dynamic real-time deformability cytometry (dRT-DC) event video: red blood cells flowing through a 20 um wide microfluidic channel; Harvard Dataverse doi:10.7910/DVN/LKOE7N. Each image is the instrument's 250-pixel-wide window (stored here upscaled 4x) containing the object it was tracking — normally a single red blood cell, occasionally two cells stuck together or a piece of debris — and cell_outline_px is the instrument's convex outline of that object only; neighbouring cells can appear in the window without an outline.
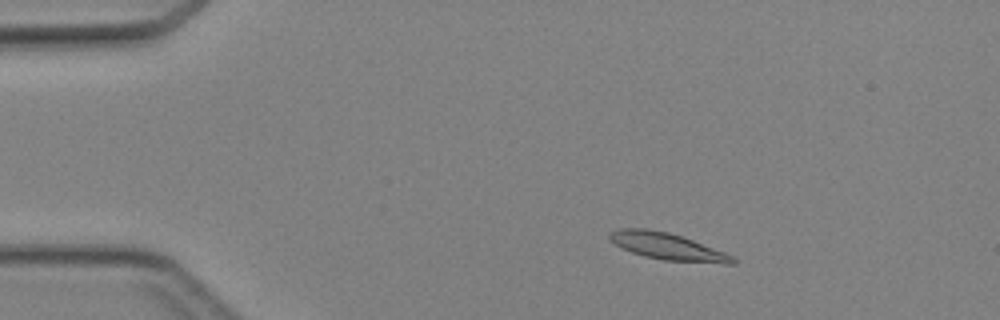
{"species": "Egyptian fruit bat (a non-hibernating species)", "species_latin": "Rousettus aegyptiacus", "temperature_condition": "cold", "stored_images_in_passage": 44, "camera_frame_rate_fps": 3000, "um_per_image_px": 0.085, "animal": {"sex": "female"}, "frame": {"image": 1, "passage_image": 6, "time_ms": 1.667, "image_size_px": [1000, 320], "cell_outline_px": [[736, 264], [724, 264], [664, 260], [644, 256], [620, 248], [608, 240], [608, 236], [612, 232], [620, 228], [648, 228], [668, 232], [692, 240], [724, 252], [732, 256], [736, 260]], "centroid_in_image_um": [56.7, 20.95], "position_along_channel_um": 28.3, "area_um2": 19.25}}
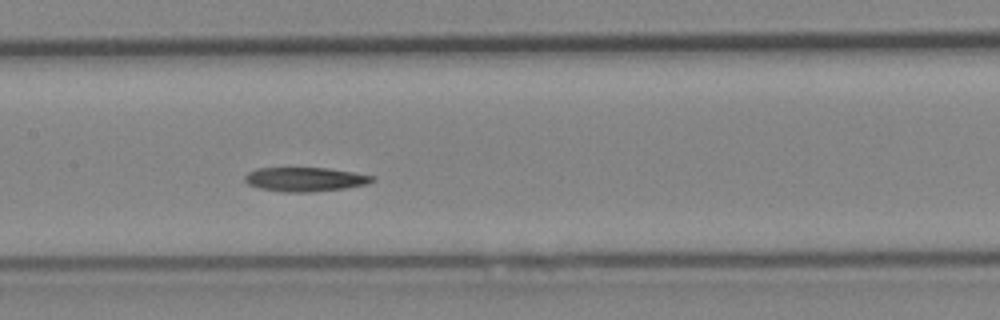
{"frame": {"image": 2, "passage_image": 21, "time_ms": 6.667, "image_size_px": [1000, 320], "cell_outline_px": [[376, 180], [364, 184], [344, 188], [312, 192], [288, 192], [260, 188], [248, 184], [244, 180], [244, 176], [248, 172], [256, 168], [328, 168], [376, 176]], "centroid_in_image_um": [25.92, 15.23], "position_along_channel_um": 181.5, "area_um2": 17.8}}
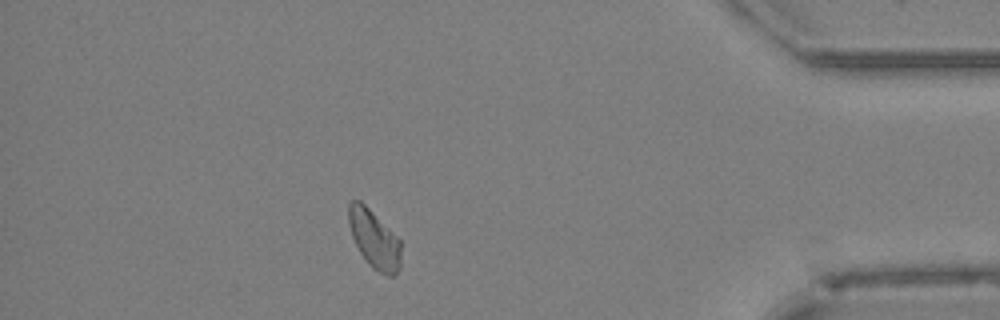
{"frame": {"image": 3, "passage_image": 39, "time_ms": 12.667, "image_size_px": [1000, 320], "cell_outline_px": [[400, 268], [396, 276], [388, 276], [372, 268], [368, 264], [360, 252], [352, 236], [348, 224], [348, 204], [352, 200], [360, 200], [400, 240]], "centroid_in_image_um": [31.8, 20.35], "position_along_channel_um": 403.4, "area_um2": 17.63}}